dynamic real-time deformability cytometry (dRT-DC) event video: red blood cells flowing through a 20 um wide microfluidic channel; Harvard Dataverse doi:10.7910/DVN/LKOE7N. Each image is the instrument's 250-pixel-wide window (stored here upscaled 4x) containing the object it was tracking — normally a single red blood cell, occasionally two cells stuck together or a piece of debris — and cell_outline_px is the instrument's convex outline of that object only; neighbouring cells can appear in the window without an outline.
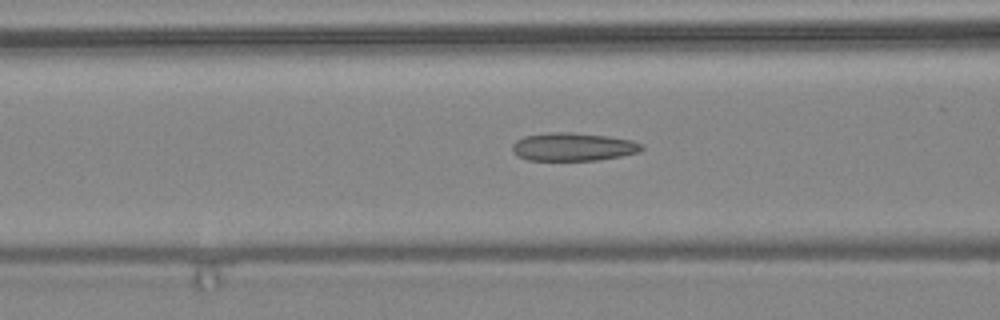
{"species": "common noctule bat (a hibernating species)", "species_latin": "Nyctalus noctula", "temperature_condition": "warm", "stored_images_in_passage": 40, "camera_frame_rate_fps": 3000, "um_per_image_px": 0.085, "animal": {"sex": "female", "body_mass_g": 24.6, "forearm_length_mm": 56.2}, "frame": {"image": 1, "passage_image": 19, "time_ms": 6.0, "image_size_px": [1000, 320], "cell_outline_px": [[644, 148], [640, 152], [620, 156], [596, 160], [528, 160], [516, 156], [512, 148], [512, 144], [516, 140], [524, 136], [548, 132], [572, 132], [608, 136], [632, 140], [644, 144]], "centroid_in_image_um": [48.72, 12.47], "position_along_channel_um": 117.9, "area_um2": 21.39}}
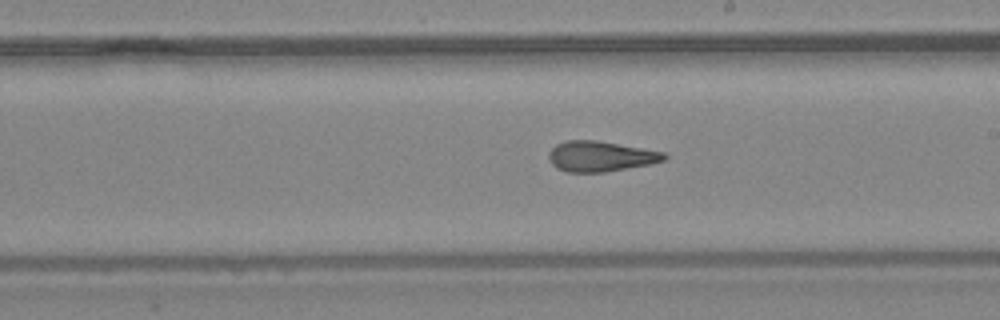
{"frame": {"image": 2, "passage_image": 27, "time_ms": 8.667, "image_size_px": [1000, 320], "cell_outline_px": [[668, 156], [664, 160], [652, 164], [604, 172], [568, 172], [556, 168], [548, 160], [548, 152], [556, 144], [568, 140], [596, 140], [664, 152]], "centroid_in_image_um": [51.02, 13.29], "position_along_channel_um": 238.0, "area_um2": 20.46}}
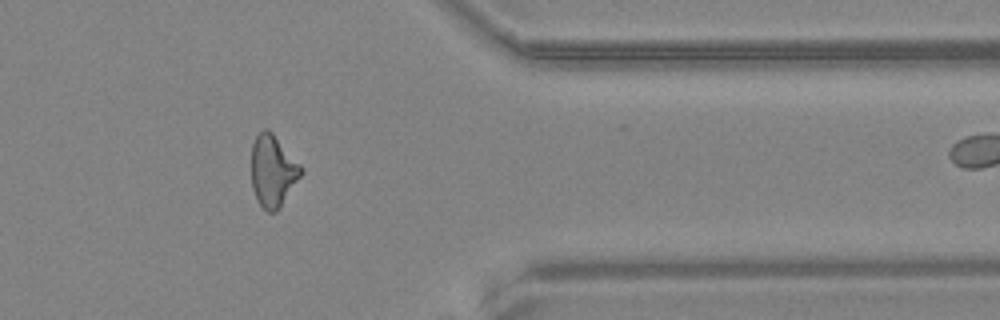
{"frame": {"image": 3, "passage_image": 38, "time_ms": 12.333, "image_size_px": [1000, 320], "cell_outline_px": [[304, 172], [280, 208], [276, 212], [268, 212], [256, 200], [252, 188], [252, 144], [256, 136], [264, 128], [268, 128], [272, 132], [304, 168]], "centroid_in_image_um": [23.21, 14.54], "position_along_channel_um": 388.2, "area_um2": 20.92}}